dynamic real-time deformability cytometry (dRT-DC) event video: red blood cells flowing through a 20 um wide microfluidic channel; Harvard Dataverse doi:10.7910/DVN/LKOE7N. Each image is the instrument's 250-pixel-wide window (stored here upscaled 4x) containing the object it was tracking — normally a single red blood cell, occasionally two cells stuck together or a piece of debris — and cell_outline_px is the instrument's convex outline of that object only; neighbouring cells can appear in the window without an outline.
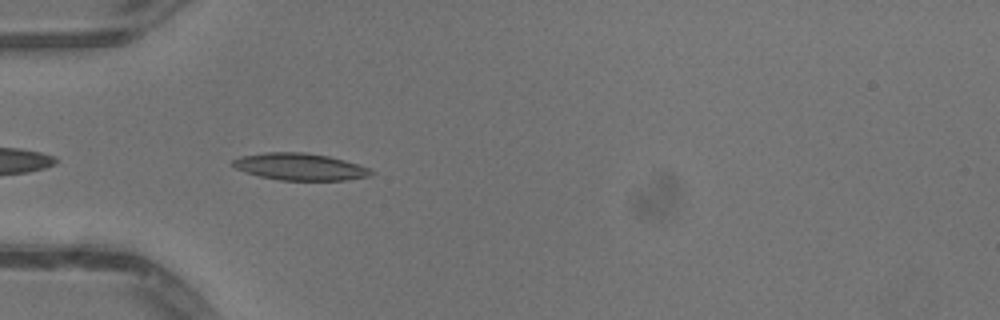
{"species": "common noctule bat (a hibernating species)", "species_latin": "Nyctalus noctula", "temperature_condition": "warm", "stored_images_in_passage": 5, "camera_frame_rate_fps": 3000, "um_per_image_px": 0.085, "animal": {"sex": "male", "body_mass_g": 13.3}, "frame": {"image": 1, "passage_image": 2, "time_ms": 0.333, "image_size_px": [1000, 320], "cell_outline_px": [[376, 172], [368, 176], [344, 180], [280, 180], [260, 176], [236, 168], [232, 164], [232, 160], [240, 156], [264, 152], [304, 152], [328, 156], [360, 164], [372, 168]], "centroid_in_image_um": [25.54, 14.16], "position_along_channel_um": 59.5, "area_um2": 21.73}}